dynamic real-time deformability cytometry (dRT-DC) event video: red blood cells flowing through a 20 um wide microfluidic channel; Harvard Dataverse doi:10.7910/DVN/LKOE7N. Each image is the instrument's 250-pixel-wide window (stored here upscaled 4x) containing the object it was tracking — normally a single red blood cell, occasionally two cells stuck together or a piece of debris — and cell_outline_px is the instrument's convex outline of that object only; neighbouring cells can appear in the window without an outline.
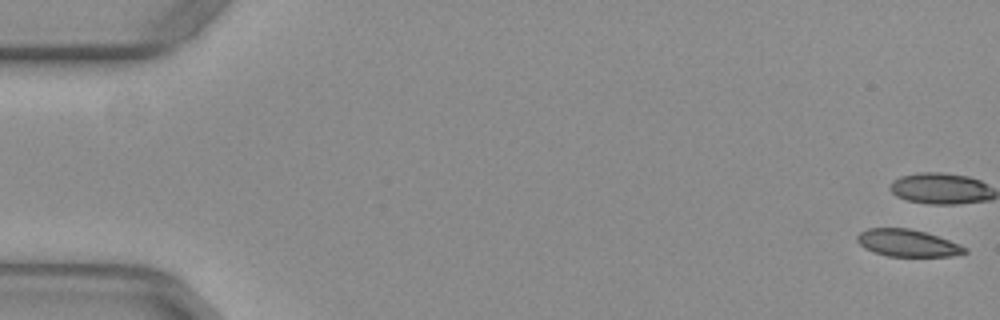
{"species": "common noctule bat (a hibernating species)", "species_latin": "Nyctalus noctula", "temperature_condition": "warm", "stored_images_in_passage": 41, "camera_frame_rate_fps": 3000, "um_per_image_px": 0.085, "animal": {"sex": "female", "body_mass_g": 29.2, "forearm_length_mm": 56.3}, "frame": {"image": 1, "passage_image": 1, "time_ms": 0.0, "image_size_px": [1000, 320], "cell_outline_px": [[968, 252], [952, 256], [888, 256], [864, 248], [856, 240], [856, 236], [860, 232], [868, 228], [908, 228], [924, 232], [960, 244], [968, 248]], "centroid_in_image_um": [77.14, 20.66], "position_along_channel_um": 7.9, "area_um2": 16.88}}